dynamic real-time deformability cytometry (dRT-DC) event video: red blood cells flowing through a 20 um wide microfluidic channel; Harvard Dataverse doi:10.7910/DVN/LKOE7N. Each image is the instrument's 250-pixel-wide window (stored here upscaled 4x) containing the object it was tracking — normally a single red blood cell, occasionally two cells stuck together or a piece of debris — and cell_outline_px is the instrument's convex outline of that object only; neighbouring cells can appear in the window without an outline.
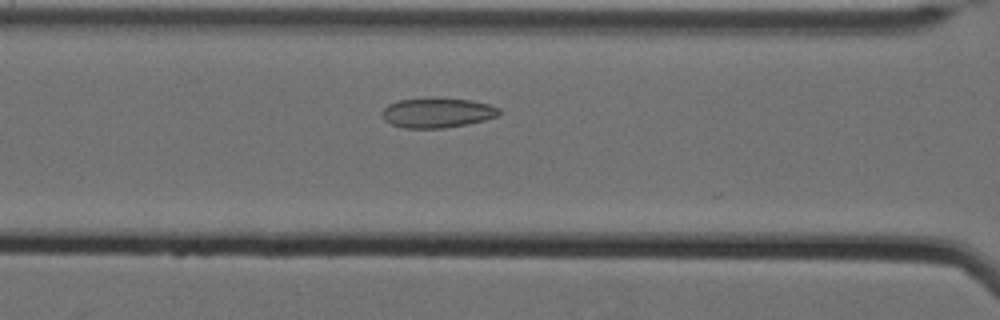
{"species": "Egyptian fruit bat (a non-hibernating species)", "species_latin": "Rousettus aegyptiacus", "temperature_condition": "cold", "stored_images_in_passage": 49, "camera_frame_rate_fps": 3000, "um_per_image_px": 0.085, "animal": {"sex": "female"}, "frame": {"image": 1, "passage_image": 17, "time_ms": 5.333, "image_size_px": [1000, 320], "cell_outline_px": [[500, 116], [484, 120], [444, 128], [404, 128], [392, 124], [384, 120], [380, 112], [388, 104], [400, 100], [432, 96], [436, 96], [472, 100], [488, 104], [500, 108]], "centroid_in_image_um": [37.16, 9.55], "position_along_channel_um": 129.4, "area_um2": 20.81}}
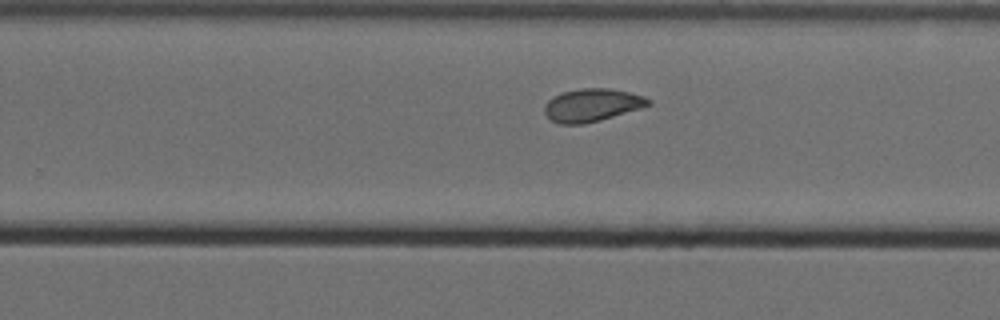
{"frame": {"image": 2, "passage_image": 30, "time_ms": 9.667, "image_size_px": [1000, 320], "cell_outline_px": [[652, 104], [640, 108], [600, 120], [584, 124], [560, 124], [552, 120], [544, 112], [544, 104], [552, 96], [560, 92], [580, 88], [612, 88], [644, 96], [652, 100]], "centroid_in_image_um": [50.3, 8.92], "position_along_channel_um": 279.5, "area_um2": 20.0}}
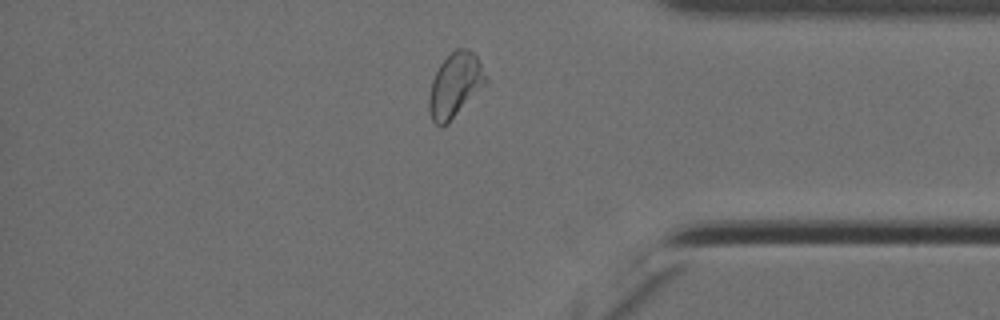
{"frame": {"image": 3, "passage_image": 41, "time_ms": 13.333, "image_size_px": [1000, 320], "cell_outline_px": [[488, 80], [448, 124], [440, 128], [432, 120], [428, 112], [428, 96], [432, 80], [440, 64], [456, 48], [468, 48], [476, 56]], "centroid_in_image_um": [38.64, 7.27], "position_along_channel_um": 396.6, "area_um2": 21.04}, "authors_computed_cell_mechanics": {"area_um2": 20.6346, "velocity_mm_per_s": 3.4753, "shape_relaxation_time_tau1_ms": null, "shape_relaxation_time_tau2_ms": 4.4749, "deformation_change_tau1": null, "deformation_change_tau2": 0.0441}}